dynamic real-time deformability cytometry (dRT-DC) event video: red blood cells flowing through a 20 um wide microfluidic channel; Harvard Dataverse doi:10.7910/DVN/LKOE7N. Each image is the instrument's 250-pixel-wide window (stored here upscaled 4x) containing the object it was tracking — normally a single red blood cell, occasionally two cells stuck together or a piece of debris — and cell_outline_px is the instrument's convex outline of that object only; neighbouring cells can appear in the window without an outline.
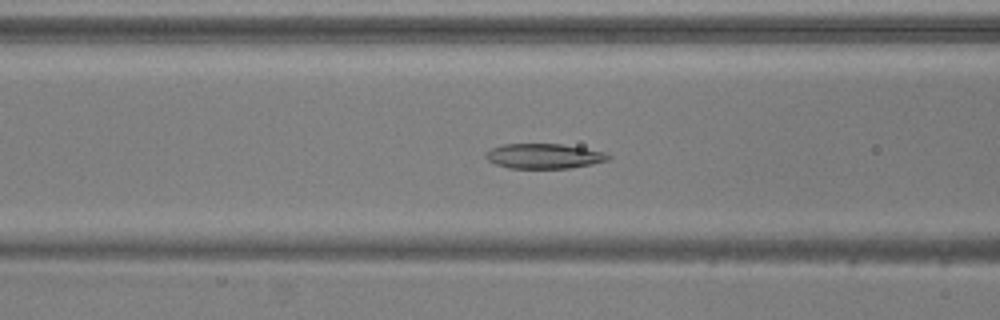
{"species": "common noctule bat (a hibernating species)", "species_latin": "Nyctalus noctula", "temperature_condition": "warm", "stored_images_in_passage": 53, "segment_of_instrument_passage": [1, 2], "camera_frame_rate_fps": 3000, "um_per_image_px": 0.085, "animal": {"sex": "male", "body_mass_g": 20.5, "forearm_length_mm": 52.5}, "frame": {"image": 1, "passage_image": 20, "time_ms": 6.333, "image_size_px": [1000, 320], "cell_outline_px": [[612, 156], [608, 160], [592, 164], [568, 168], [508, 168], [496, 164], [488, 160], [484, 156], [484, 152], [492, 148], [504, 144], [560, 144], [584, 148], [604, 152]], "centroid_in_image_um": [46.21, 13.27], "position_along_channel_um": 120.4, "area_um2": 17.74}}
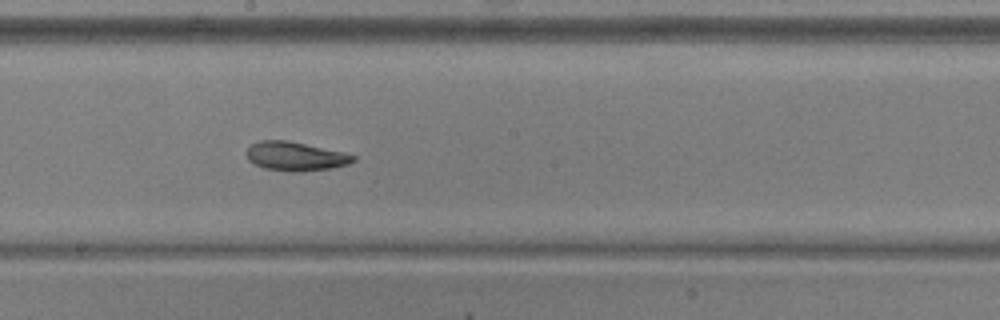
{"frame": {"image": 2, "passage_image": 28, "time_ms": 9.0, "image_size_px": [1000, 320], "cell_outline_px": [[356, 160], [348, 164], [332, 168], [300, 172], [292, 172], [264, 168], [248, 160], [248, 148], [252, 144], [260, 140], [288, 140], [344, 152], [356, 156]], "centroid_in_image_um": [25.15, 13.28], "position_along_channel_um": 223.1, "area_um2": 17.98}}
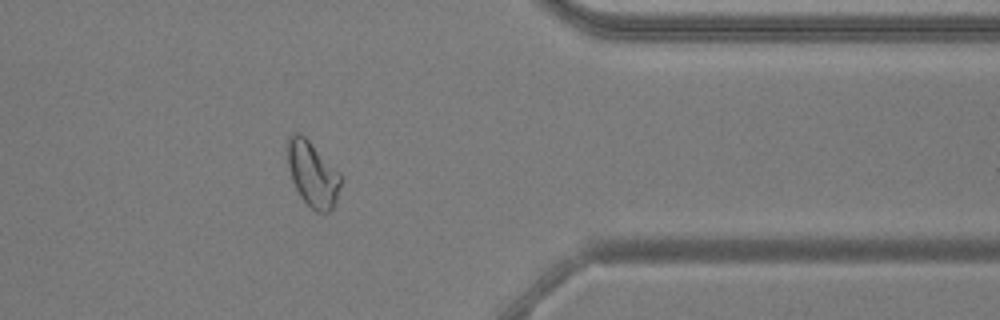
{"frame": {"image": 3, "passage_image": 42, "time_ms": 13.667, "image_size_px": [1000, 320], "cell_outline_px": [[340, 184], [336, 200], [332, 208], [328, 212], [316, 212], [300, 196], [292, 180], [288, 164], [288, 136], [292, 132], [300, 132], [340, 172]], "centroid_in_image_um": [26.56, 14.77], "position_along_channel_um": 384.8, "area_um2": 19.88}}